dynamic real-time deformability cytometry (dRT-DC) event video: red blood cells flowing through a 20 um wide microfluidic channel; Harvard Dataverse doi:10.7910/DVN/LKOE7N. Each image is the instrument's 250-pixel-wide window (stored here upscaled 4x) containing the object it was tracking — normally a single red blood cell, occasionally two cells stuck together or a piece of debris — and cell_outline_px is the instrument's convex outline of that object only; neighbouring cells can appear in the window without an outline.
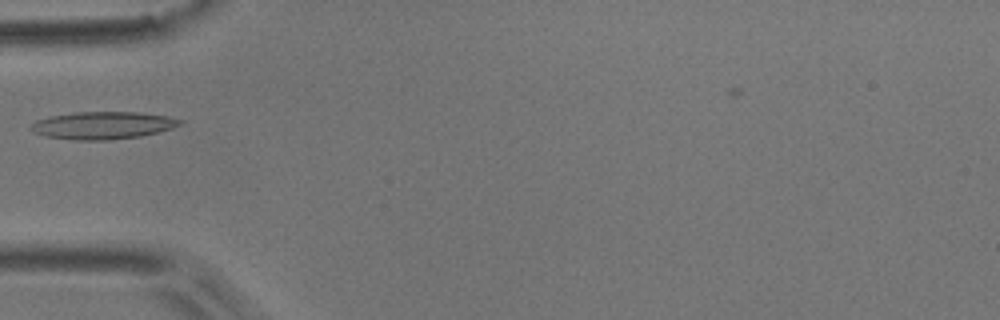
{"species": "common noctule bat (a hibernating species)", "species_latin": "Nyctalus noctula", "temperature_condition": "room temperature", "stored_images_in_passage": 2, "camera_frame_rate_fps": 3000, "um_per_image_px": 0.085, "animal": {"sex": "male", "body_mass_g": 17.9}, "frame": {"image": 1, "passage_image": 1, "time_ms": 0.0, "image_size_px": [1000, 320], "cell_outline_px": [[184, 120], [180, 124], [172, 128], [140, 136], [108, 140], [72, 140], [44, 136], [32, 132], [28, 128], [36, 120], [52, 116], [76, 112], [144, 112], [168, 116]], "centroid_in_image_um": [8.72, 10.65], "position_along_channel_um": 76.3, "area_um2": 23.93}}
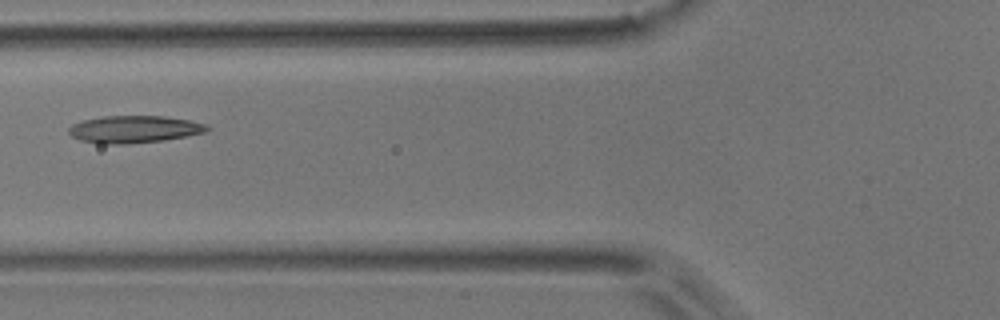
{"frame": {"image": 2, "passage_image": 2, "time_ms": 0.333, "image_size_px": [1000, 320], "cell_outline_px": [[212, 128], [204, 132], [164, 140], [128, 144], [100, 144], [80, 140], [72, 136], [68, 132], [68, 128], [72, 124], [84, 120], [104, 116], [164, 116], [188, 120], [204, 124]], "centroid_in_image_um": [11.36, 10.99], "position_along_channel_um": 114.4, "area_um2": 21.85}}